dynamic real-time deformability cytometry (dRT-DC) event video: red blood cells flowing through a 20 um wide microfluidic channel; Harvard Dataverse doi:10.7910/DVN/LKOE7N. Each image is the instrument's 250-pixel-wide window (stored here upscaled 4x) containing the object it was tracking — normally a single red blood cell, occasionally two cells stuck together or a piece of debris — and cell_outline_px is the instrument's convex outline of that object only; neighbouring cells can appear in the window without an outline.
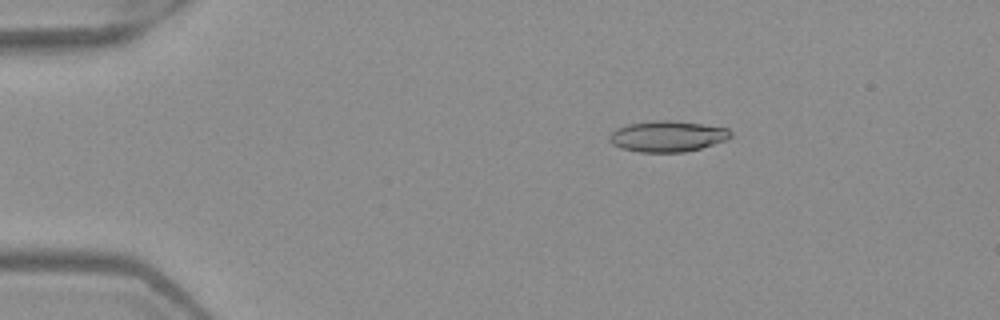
{"species": "Egyptian fruit bat (a non-hibernating species)", "species_latin": "Rousettus aegyptiacus", "temperature_condition": "warm", "stored_images_in_passage": 5, "camera_frame_rate_fps": 3000, "um_per_image_px": 0.085, "frame": {"image": 1, "passage_image": 3, "time_ms": 0.667, "image_size_px": [1000, 320], "cell_outline_px": [[732, 136], [728, 140], [700, 148], [684, 152], [640, 152], [620, 148], [612, 144], [608, 140], [608, 136], [616, 128], [628, 124], [652, 120], [668, 120], [700, 124], [728, 128], [732, 132]], "centroid_in_image_um": [56.72, 11.58], "position_along_channel_um": 28.3, "area_um2": 21.96}}
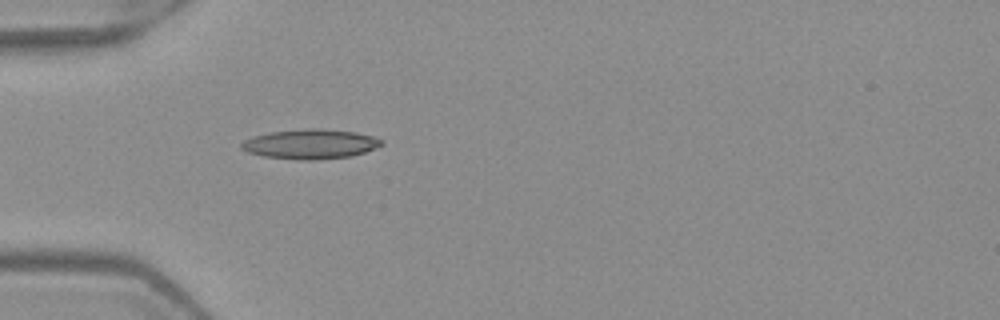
{"frame": {"image": 2, "passage_image": 5, "time_ms": 1.333, "image_size_px": [1000, 320], "cell_outline_px": [[384, 144], [364, 152], [352, 156], [316, 160], [300, 160], [264, 156], [248, 152], [240, 148], [240, 144], [244, 140], [252, 136], [272, 132], [304, 128], [316, 128], [356, 132], [372, 136], [384, 140]], "centroid_in_image_um": [26.38, 12.24], "position_along_channel_um": 58.6, "area_um2": 24.28}}